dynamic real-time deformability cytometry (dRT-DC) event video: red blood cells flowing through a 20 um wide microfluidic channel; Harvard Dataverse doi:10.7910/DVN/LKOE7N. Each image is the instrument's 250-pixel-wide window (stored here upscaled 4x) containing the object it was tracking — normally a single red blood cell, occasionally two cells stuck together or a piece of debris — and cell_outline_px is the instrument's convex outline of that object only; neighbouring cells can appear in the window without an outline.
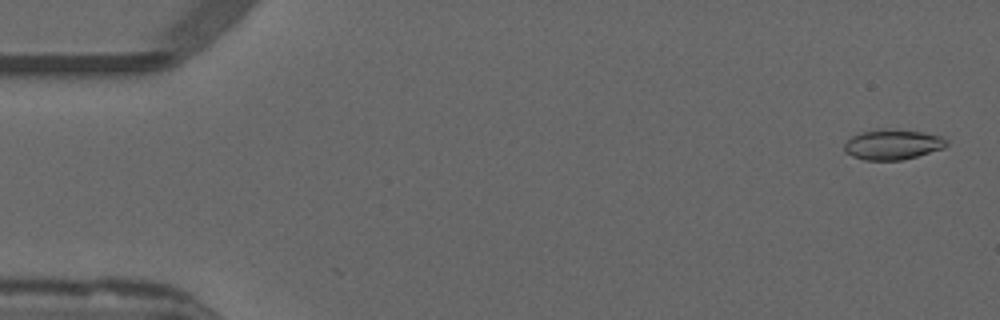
{"species": "common noctule bat (a hibernating species)", "species_latin": "Nyctalus noctula", "temperature_condition": "warm", "stored_images_in_passage": 31, "camera_frame_rate_fps": 3000, "um_per_image_px": 0.085, "animal": {"sex": "male", "forearm_length_mm": 52.5}, "frame": {"image": 1, "passage_image": 2, "time_ms": 0.333, "image_size_px": [1000, 320], "cell_outline_px": [[948, 144], [944, 148], [916, 156], [900, 160], [864, 160], [852, 156], [844, 152], [844, 144], [852, 136], [860, 132], [880, 128], [924, 132], [940, 136], [948, 140]], "centroid_in_image_um": [75.86, 12.27], "position_along_channel_um": 9.1, "area_um2": 18.03}}
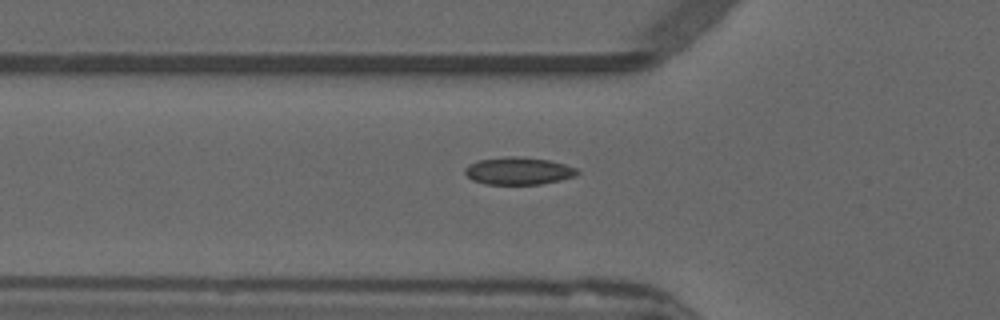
{"frame": {"image": 2, "passage_image": 18, "time_ms": 5.667, "image_size_px": [1000, 320], "cell_outline_px": [[580, 172], [576, 176], [560, 180], [540, 184], [484, 184], [472, 180], [464, 172], [464, 168], [468, 164], [476, 160], [508, 156], [516, 156], [548, 160], [564, 164], [576, 168]], "centroid_in_image_um": [44.04, 14.52], "position_along_channel_um": 81.8, "area_um2": 18.03}}
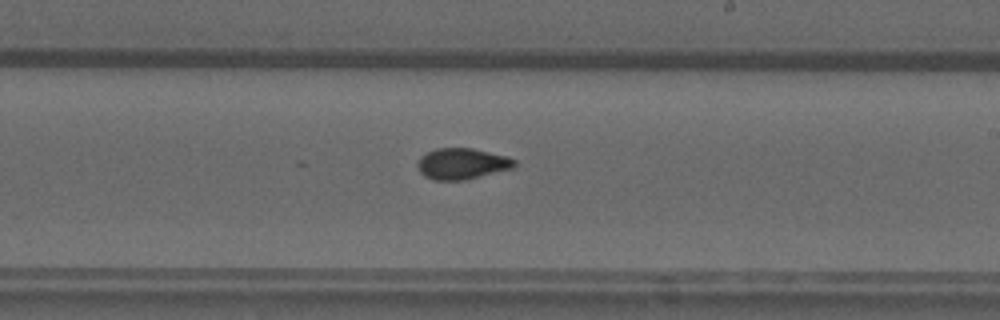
{"frame": {"image": 3, "passage_image": 31, "time_ms": 10.0, "image_size_px": [1000, 320], "cell_outline_px": [[516, 164], [512, 168], [464, 180], [436, 180], [424, 176], [420, 172], [416, 164], [420, 156], [436, 148], [472, 148], [508, 156], [516, 160]], "centroid_in_image_um": [39.25, 13.91], "position_along_channel_um": 249.7, "area_um2": 17.51}}